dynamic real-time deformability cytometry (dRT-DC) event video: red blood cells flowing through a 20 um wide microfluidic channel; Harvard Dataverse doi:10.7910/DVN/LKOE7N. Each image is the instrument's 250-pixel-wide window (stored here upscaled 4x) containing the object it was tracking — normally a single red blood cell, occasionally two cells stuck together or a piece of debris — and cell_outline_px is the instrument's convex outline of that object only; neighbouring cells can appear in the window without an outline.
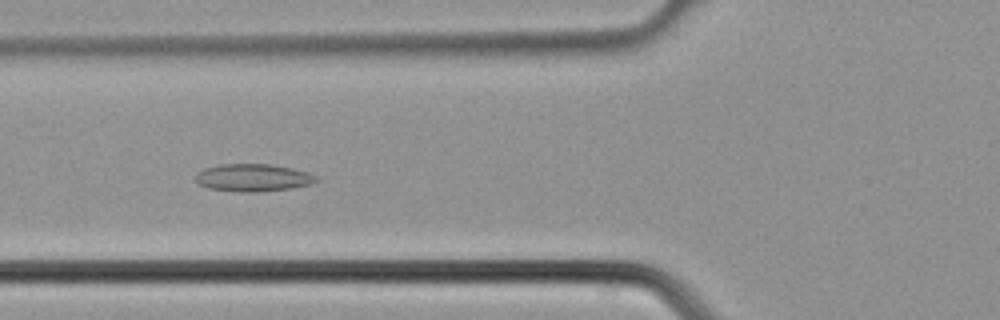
{"species": "common noctule bat (a hibernating species)", "species_latin": "Nyctalus noctula", "temperature_condition": "cold", "stored_images_in_passage": 30, "camera_frame_rate_fps": 3000, "um_per_image_px": 0.085, "animal": {"sex": "male", "body_mass_g": 21.5, "forearm_length_mm": 52.0}, "frame": {"image": 1, "passage_image": 6, "time_ms": 1.667, "image_size_px": [1000, 320], "cell_outline_px": [[320, 180], [312, 184], [292, 188], [260, 192], [244, 192], [208, 188], [196, 184], [196, 172], [204, 168], [220, 164], [268, 164], [292, 168], [308, 172], [320, 176]], "centroid_in_image_um": [21.54, 15.1], "position_along_channel_um": 104.3, "area_um2": 19.65}}
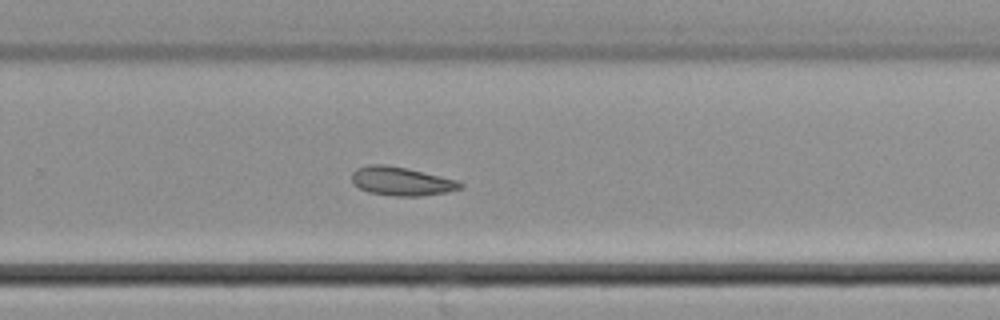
{"frame": {"image": 2, "passage_image": 17, "time_ms": 5.333, "image_size_px": [1000, 320], "cell_outline_px": [[464, 184], [460, 188], [448, 192], [420, 196], [396, 196], [368, 192], [360, 188], [352, 180], [352, 172], [356, 168], [368, 164], [384, 164], [408, 168], [456, 180]], "centroid_in_image_um": [34.11, 15.4], "position_along_channel_um": 295.7, "area_um2": 18.03}}
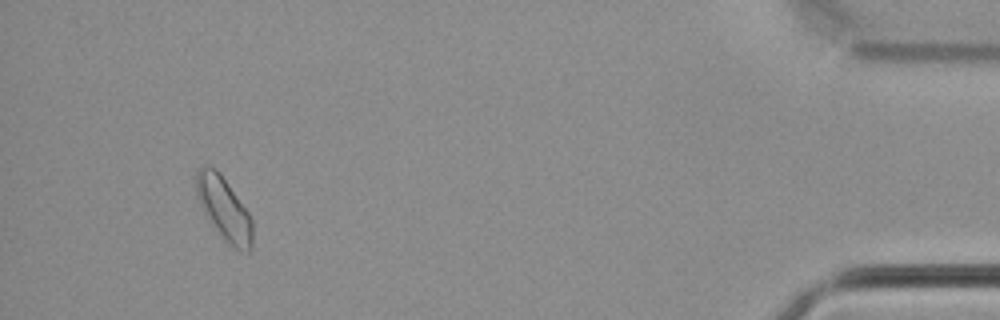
{"frame": {"image": 3, "passage_image": 28, "time_ms": 9.0, "image_size_px": [1000, 320], "cell_outline_px": [[252, 248], [248, 252], [240, 252], [232, 248], [228, 244], [208, 220], [196, 196], [196, 172], [200, 164], [208, 164], [216, 168], [220, 172], [248, 212], [252, 220]], "centroid_in_image_um": [19.02, 17.72], "position_along_channel_um": 416.2, "area_um2": 20.98}}